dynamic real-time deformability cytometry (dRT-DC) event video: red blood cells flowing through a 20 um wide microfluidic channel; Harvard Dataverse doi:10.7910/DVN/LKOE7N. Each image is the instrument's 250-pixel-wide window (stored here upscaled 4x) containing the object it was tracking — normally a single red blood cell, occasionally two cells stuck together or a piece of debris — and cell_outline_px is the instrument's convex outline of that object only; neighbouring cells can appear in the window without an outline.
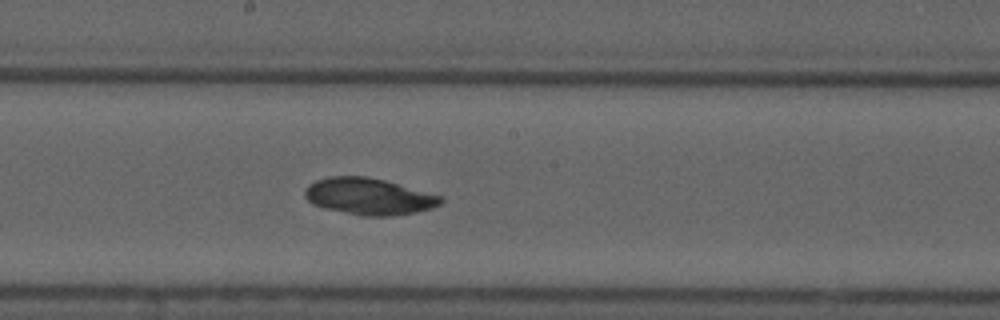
{"species": "common noctule bat (a hibernating species)", "species_latin": "Nyctalus noctula", "temperature_condition": "cold", "stored_images_in_passage": 9, "camera_frame_rate_fps": 3000, "um_per_image_px": 0.085, "animal": {"sex": "male", "forearm_length_mm": 52.5}, "frame": {"image": 1, "passage_image": 9, "time_ms": 9.333, "image_size_px": [1000, 320], "cell_outline_px": [[444, 200], [440, 204], [432, 208], [416, 212], [388, 216], [360, 216], [324, 208], [312, 204], [304, 196], [304, 192], [308, 184], [316, 180], [328, 176], [364, 176], [384, 180], [444, 196]], "centroid_in_image_um": [31.35, 16.7], "position_along_channel_um": 216.9, "area_um2": 29.19}}